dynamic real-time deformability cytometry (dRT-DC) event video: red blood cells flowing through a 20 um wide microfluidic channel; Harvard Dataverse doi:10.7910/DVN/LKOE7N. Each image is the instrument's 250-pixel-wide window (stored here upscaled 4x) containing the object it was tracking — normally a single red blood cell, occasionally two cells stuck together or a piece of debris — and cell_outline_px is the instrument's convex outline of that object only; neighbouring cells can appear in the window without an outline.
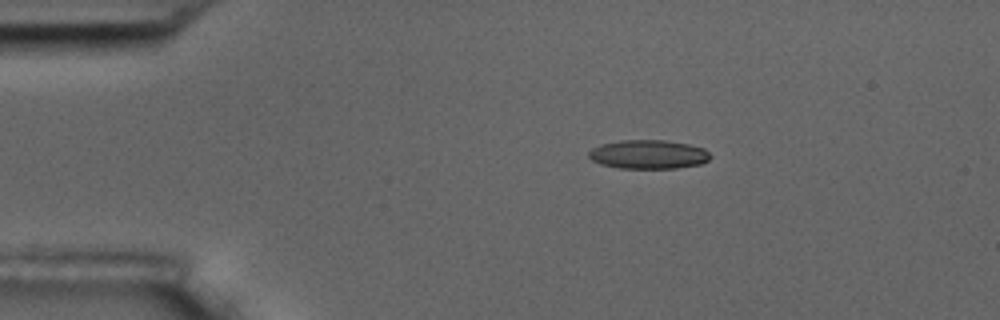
{"species": "common noctule bat (a hibernating species)", "species_latin": "Nyctalus noctula", "temperature_condition": "room temperature", "stored_images_in_passage": 6, "camera_frame_rate_fps": 3000, "um_per_image_px": 0.085, "animal": {"sex": "male", "body_mass_g": 17.5, "forearm_length_mm": 52.3}, "frame": {"image": 1, "passage_image": 3, "time_ms": 2.333, "image_size_px": [1000, 320], "cell_outline_px": [[712, 156], [708, 160], [700, 164], [676, 168], [620, 168], [600, 164], [592, 160], [588, 156], [588, 152], [592, 148], [600, 144], [620, 140], [664, 140], [688, 144], [704, 148]], "centroid_in_image_um": [55.1, 13.12], "position_along_channel_um": 29.9, "area_um2": 20.52}}
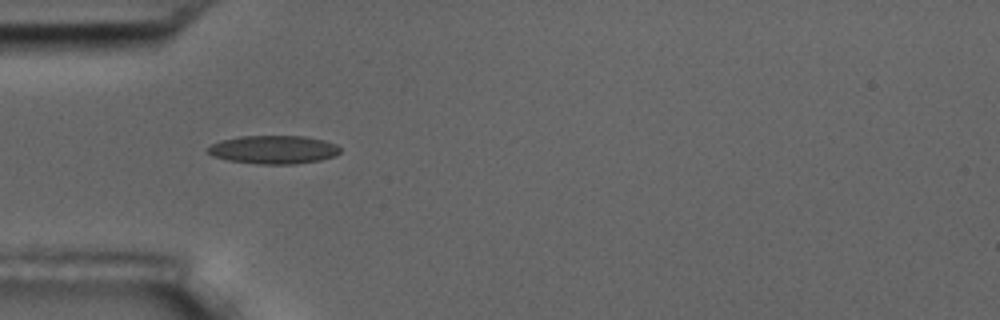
{"frame": {"image": 2, "passage_image": 5, "time_ms": 4.667, "image_size_px": [1000, 320], "cell_outline_px": [[340, 152], [336, 156], [320, 160], [296, 164], [260, 164], [228, 160], [212, 156], [208, 152], [208, 148], [212, 144], [220, 140], [240, 136], [304, 136], [324, 140], [336, 144], [340, 148]], "centroid_in_image_um": [23.27, 12.72], "position_along_channel_um": 61.7, "area_um2": 21.91}}